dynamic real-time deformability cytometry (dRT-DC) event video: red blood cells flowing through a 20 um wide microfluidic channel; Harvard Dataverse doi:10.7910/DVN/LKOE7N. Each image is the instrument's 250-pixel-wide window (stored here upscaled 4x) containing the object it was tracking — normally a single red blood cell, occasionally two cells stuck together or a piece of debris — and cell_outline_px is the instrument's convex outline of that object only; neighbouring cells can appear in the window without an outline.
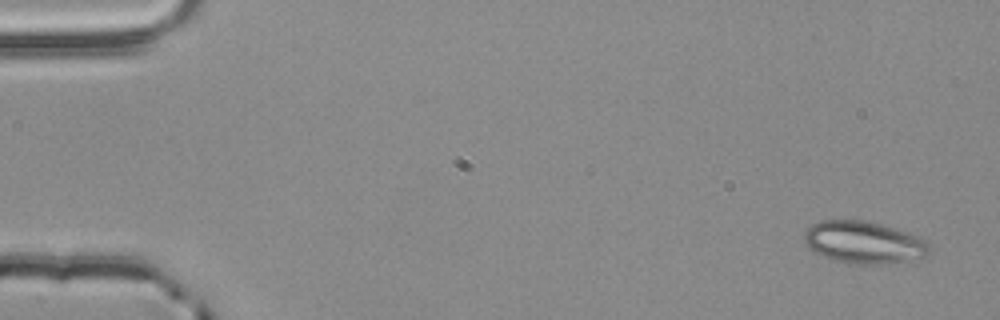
{"species": "common noctule bat (a hibernating species)", "species_latin": "Nyctalus noctula", "temperature_condition": "room temperature", "stored_images_in_passage": 4, "camera_frame_rate_fps": 3000, "um_per_image_px": 0.085, "animal": {"sex": "male", "body_mass_g": 20.4}, "frame": {"image": 1, "passage_image": 1, "time_ms": 0.0, "image_size_px": [1000, 320], "cell_outline_px": [[932, 252], [928, 256], [904, 260], [872, 264], [856, 264], [836, 260], [824, 256], [808, 248], [804, 244], [804, 232], [812, 224], [820, 220], [864, 220], [880, 224], [908, 232], [920, 236], [928, 244]], "centroid_in_image_um": [73.41, 20.58], "position_along_channel_um": 11.6, "area_um2": 30.58}}